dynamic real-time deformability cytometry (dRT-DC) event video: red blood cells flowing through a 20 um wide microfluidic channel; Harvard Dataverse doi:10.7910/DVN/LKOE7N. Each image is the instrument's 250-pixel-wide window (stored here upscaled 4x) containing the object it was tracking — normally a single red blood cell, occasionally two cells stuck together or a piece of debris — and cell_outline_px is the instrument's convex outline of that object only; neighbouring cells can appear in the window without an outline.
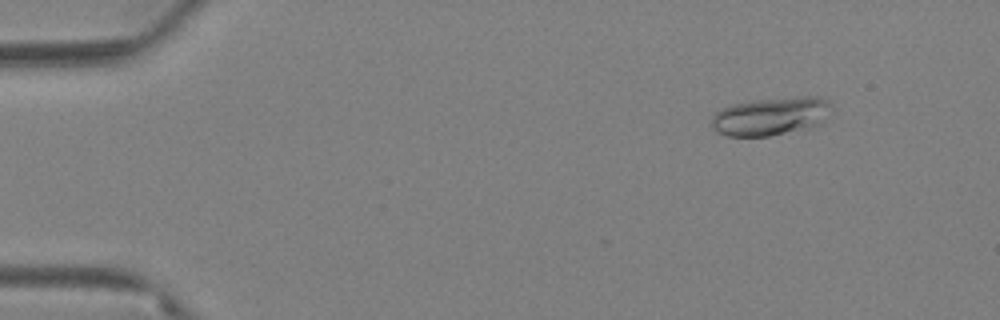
{"species": "Egyptian fruit bat (a non-hibernating species)", "species_latin": "Rousettus aegyptiacus", "temperature_condition": "warm", "stored_images_in_passage": 66, "camera_frame_rate_fps": 3000, "um_per_image_px": 0.085, "animal": {"sex": "female"}, "frame": {"image": 1, "passage_image": 8, "time_ms": 2.333, "image_size_px": [1000, 320], "cell_outline_px": [[832, 112], [820, 124], [808, 128], [768, 136], [728, 136], [720, 132], [712, 124], [712, 116], [716, 112], [732, 104], [752, 100], [800, 96], [824, 96], [832, 104]], "centroid_in_image_um": [65.61, 9.85], "position_along_channel_um": 19.4, "area_um2": 26.82}}
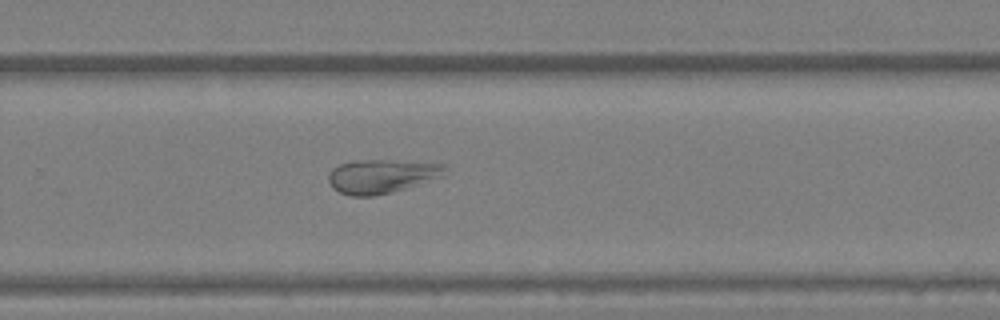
{"frame": {"image": 2, "passage_image": 44, "time_ms": 14.333, "image_size_px": [1000, 320], "cell_outline_px": [[448, 168], [436, 176], [404, 188], [372, 196], [352, 196], [340, 192], [332, 188], [328, 180], [328, 176], [332, 168], [340, 164], [352, 160], [388, 160], [444, 164]], "centroid_in_image_um": [32.3, 14.96], "position_along_channel_um": 297.5, "area_um2": 22.25}}
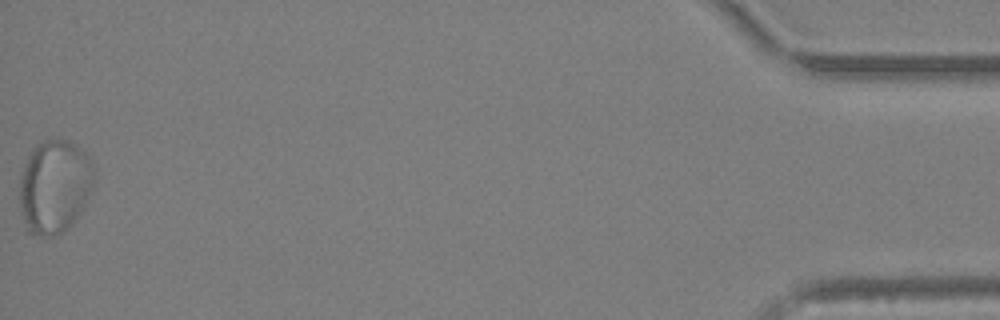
{"frame": {"image": 3, "passage_image": 66, "time_ms": 21.667, "image_size_px": [1000, 320], "cell_outline_px": [[92, 188], [80, 212], [72, 224], [60, 236], [32, 236], [28, 232], [20, 208], [20, 172], [32, 148], [36, 144], [44, 140], [68, 140], [84, 148], [92, 164]], "centroid_in_image_um": [4.61, 15.86], "position_along_channel_um": 430.6, "area_um2": 40.86}, "authors_computed_cell_mechanics": {"area_um2": 25.6343, "velocity_mm_per_s": 3.1275, "shape_relaxation_time_tau1_ms": null, "shape_relaxation_time_tau2_ms": 1.4911, "deformation_change_tau1": null, "deformation_change_tau2": 0.0967}}